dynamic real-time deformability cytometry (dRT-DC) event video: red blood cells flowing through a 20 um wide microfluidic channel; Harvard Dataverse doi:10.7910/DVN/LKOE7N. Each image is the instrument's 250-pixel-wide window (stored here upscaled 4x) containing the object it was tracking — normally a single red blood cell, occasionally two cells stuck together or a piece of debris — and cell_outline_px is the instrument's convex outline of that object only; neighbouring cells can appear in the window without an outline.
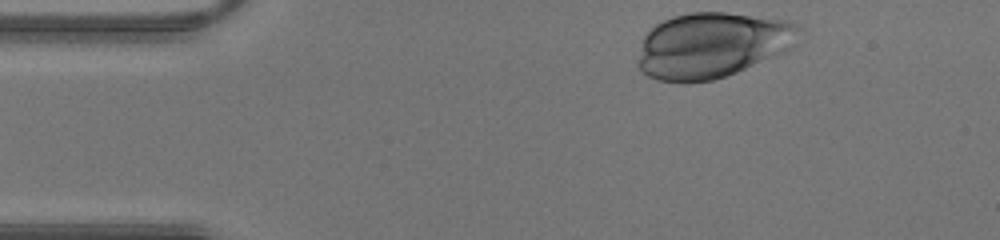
{"species": "human", "species_latin": "Homo sapiens", "temperature_condition": "warm", "stored_images_in_passage": 30, "camera_frame_rate_fps": 3000, "um_per_image_px": 0.085, "donor": {"sex": "male"}, "frame": {"image": 1, "passage_image": 1, "time_ms": 0.0, "image_size_px": [1000, 240], "cell_outline_px": [[796, 28], [776, 52], [736, 72], [712, 80], [688, 84], [684, 84], [656, 80], [648, 76], [636, 64], [636, 60], [644, 36], [656, 24], [672, 16], [692, 12], [724, 12], [788, 20], [796, 24]], "centroid_in_image_um": [60.27, 3.85], "position_along_channel_um": 24.7, "area_um2": 59.53}}
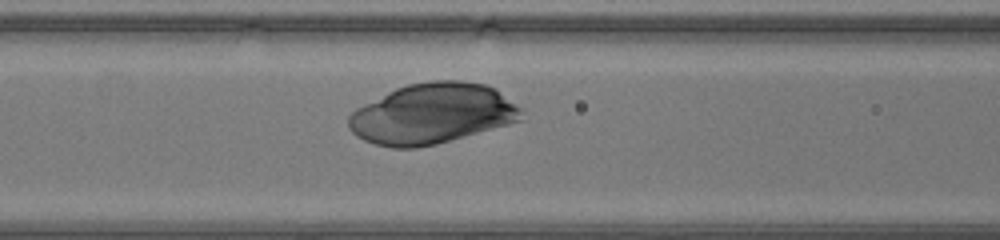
{"frame": {"image": 2, "passage_image": 12, "time_ms": 3.667, "image_size_px": [1000, 240], "cell_outline_px": [[524, 120], [436, 144], [416, 148], [392, 148], [376, 144], [364, 140], [356, 136], [348, 128], [348, 116], [356, 108], [396, 88], [408, 84], [432, 80], [460, 80], [484, 84], [492, 88], [520, 108]], "centroid_in_image_um": [36.7, 9.67], "position_along_channel_um": 129.9, "area_um2": 60.52}}
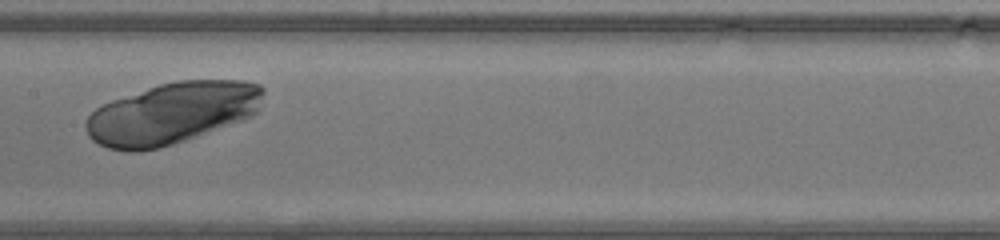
{"frame": {"image": 3, "passage_image": 16, "time_ms": 5.0, "image_size_px": [1000, 240], "cell_outline_px": [[264, 92], [256, 112], [252, 116], [244, 120], [160, 148], [140, 152], [124, 152], [108, 148], [92, 140], [88, 136], [84, 128], [84, 124], [88, 116], [96, 108], [112, 100], [160, 84], [176, 80], [244, 80], [260, 84], [264, 88]], "centroid_in_image_um": [14.61, 9.63], "position_along_channel_um": 192.8, "area_um2": 63.75}}